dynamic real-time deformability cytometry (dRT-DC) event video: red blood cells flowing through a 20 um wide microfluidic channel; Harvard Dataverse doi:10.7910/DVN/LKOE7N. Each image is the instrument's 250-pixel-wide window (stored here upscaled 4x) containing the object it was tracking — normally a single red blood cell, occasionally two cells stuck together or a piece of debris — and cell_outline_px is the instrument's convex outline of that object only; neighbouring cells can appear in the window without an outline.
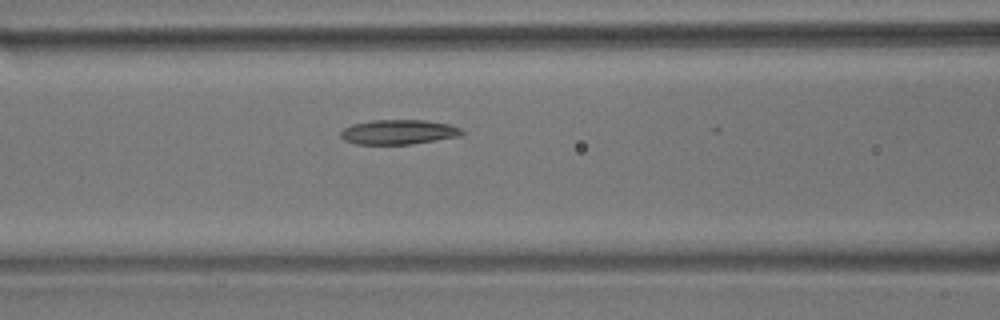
{"species": "common noctule bat (a hibernating species)", "species_latin": "Nyctalus noctula", "temperature_condition": "room temperature", "stored_images_in_passage": 26, "camera_frame_rate_fps": 3000, "um_per_image_px": 0.085, "animal": {"sex": "male", "body_mass_g": 17.9}, "frame": {"image": 1, "passage_image": 22, "time_ms": 7.0, "image_size_px": [1000, 320], "cell_outline_px": [[464, 132], [460, 136], [412, 144], [356, 144], [344, 140], [340, 136], [340, 132], [344, 128], [352, 124], [372, 120], [424, 120], [448, 124], [460, 128]], "centroid_in_image_um": [33.85, 11.22], "position_along_channel_um": 132.7, "area_um2": 17.4}}
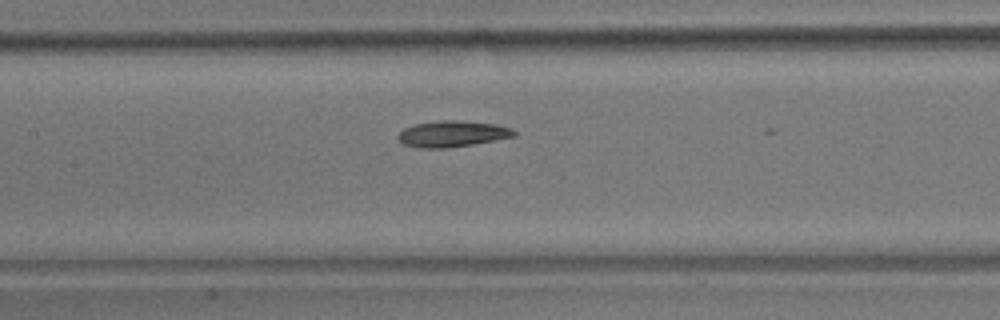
{"frame": {"image": 2, "passage_image": 25, "time_ms": 8.0, "image_size_px": [1000, 320], "cell_outline_px": [[516, 136], [472, 144], [444, 148], [420, 148], [404, 144], [396, 136], [404, 128], [416, 124], [436, 120], [452, 120], [496, 124], [508, 128], [516, 132]], "centroid_in_image_um": [38.41, 11.37], "position_along_channel_um": 169.0, "area_um2": 17.4}}